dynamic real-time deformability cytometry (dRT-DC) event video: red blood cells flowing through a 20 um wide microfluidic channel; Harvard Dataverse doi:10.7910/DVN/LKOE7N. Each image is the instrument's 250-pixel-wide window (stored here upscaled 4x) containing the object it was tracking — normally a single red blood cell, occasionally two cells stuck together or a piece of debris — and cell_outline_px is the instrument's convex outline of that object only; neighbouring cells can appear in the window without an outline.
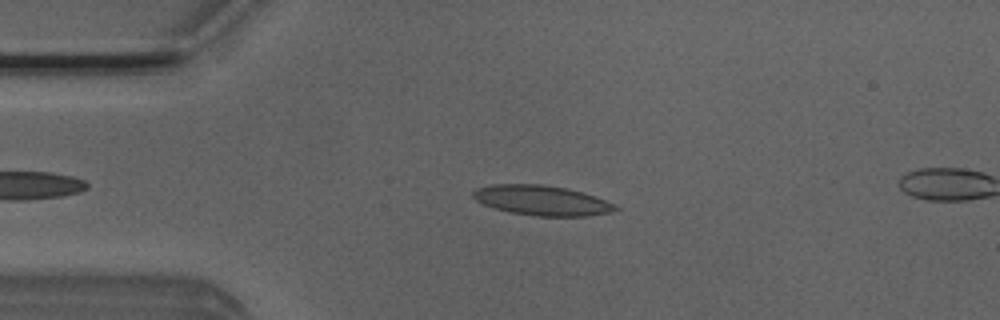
{"species": "Egyptian fruit bat (a non-hibernating species)", "species_latin": "Rousettus aegyptiacus", "temperature_condition": "room temperature", "stored_images_in_passage": 46, "camera_frame_rate_fps": 3000, "um_per_image_px": 0.085, "animal": {"sex": "male"}, "frame": {"image": 1, "passage_image": 10, "time_ms": 3.0, "image_size_px": [1000, 320], "cell_outline_px": [[620, 208], [608, 212], [588, 216], [536, 216], [512, 212], [496, 208], [484, 204], [476, 200], [472, 196], [472, 192], [476, 188], [492, 184], [540, 184], [568, 188], [616, 204]], "centroid_in_image_um": [46.03, 17.03], "position_along_channel_um": 39.0, "area_um2": 24.57}}
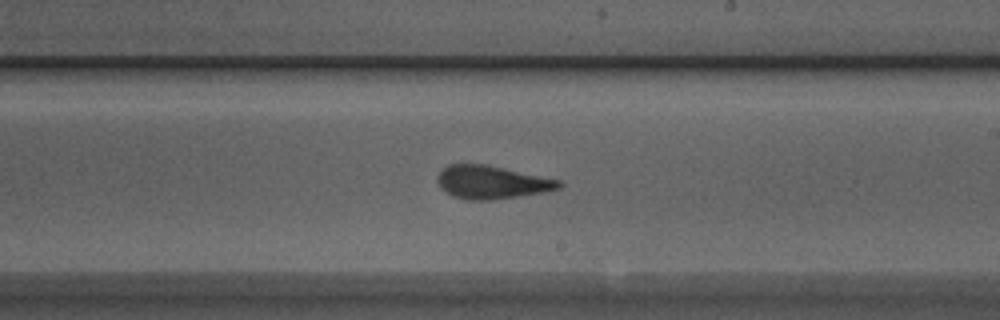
{"frame": {"image": 2, "passage_image": 28, "time_ms": 9.0, "image_size_px": [1000, 320], "cell_outline_px": [[564, 184], [560, 188], [544, 192], [520, 196], [492, 200], [464, 200], [452, 196], [440, 188], [436, 180], [436, 176], [448, 164], [484, 164], [560, 180]], "centroid_in_image_um": [41.76, 15.5], "position_along_channel_um": 247.2, "area_um2": 23.52}}
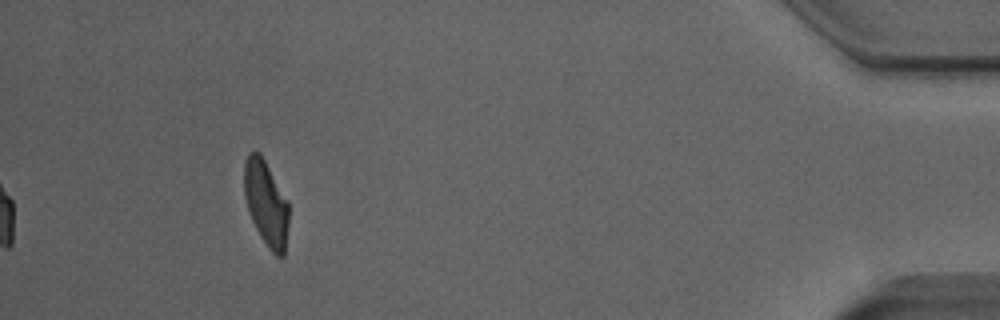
{"frame": {"image": 3, "passage_image": 46, "time_ms": 15.0, "image_size_px": [1000, 320], "cell_outline_px": [[288, 224], [284, 256], [276, 256], [268, 248], [260, 236], [252, 220], [244, 196], [244, 164], [248, 152], [260, 152], [288, 200]], "centroid_in_image_um": [22.61, 17.26], "position_along_channel_um": 412.6, "area_um2": 22.14}, "authors_computed_cell_mechanics": {"area_um2": 23.7269, "velocity_mm_per_s": 3.9101, "shape_relaxation_time_tau1_ms": 5.7367, "shape_relaxation_time_tau2_ms": 1.7872, "deformation_change_tau1": 0.1915, "deformation_change_tau2": 0.1005}}